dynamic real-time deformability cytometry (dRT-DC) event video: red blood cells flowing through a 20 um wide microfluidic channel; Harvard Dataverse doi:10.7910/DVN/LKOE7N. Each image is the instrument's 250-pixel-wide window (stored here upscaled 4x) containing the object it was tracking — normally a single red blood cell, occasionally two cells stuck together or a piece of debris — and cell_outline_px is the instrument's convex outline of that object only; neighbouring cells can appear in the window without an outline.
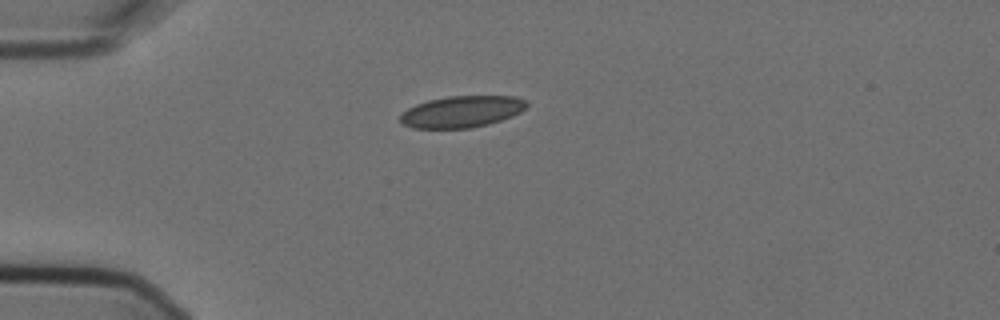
{"species": "Egyptian fruit bat (a non-hibernating species)", "species_latin": "Rousettus aegyptiacus", "temperature_condition": "cold", "stored_images_in_passage": 4, "camera_frame_rate_fps": 3000, "um_per_image_px": 0.085, "animal": {"sex": "female"}, "frame": {"image": 1, "passage_image": 1, "time_ms": 0.0, "image_size_px": [1000, 320], "cell_outline_px": [[528, 104], [520, 112], [512, 116], [488, 124], [472, 128], [412, 128], [404, 124], [400, 120], [400, 116], [408, 108], [416, 104], [428, 100], [448, 96], [516, 96], [524, 100]], "centroid_in_image_um": [39.25, 9.49], "position_along_channel_um": 45.8, "area_um2": 23.12}}
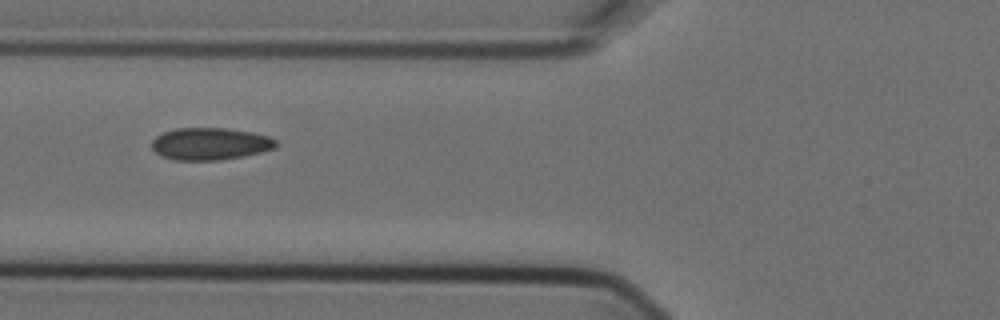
{"frame": {"image": 2, "passage_image": 3, "time_ms": 0.667, "image_size_px": [1000, 320], "cell_outline_px": [[276, 148], [244, 156], [220, 160], [172, 160], [160, 156], [152, 148], [152, 140], [156, 136], [164, 132], [176, 128], [228, 128], [252, 132], [268, 136], [276, 140]], "centroid_in_image_um": [17.85, 12.23], "position_along_channel_um": 108.0, "area_um2": 23.41}}
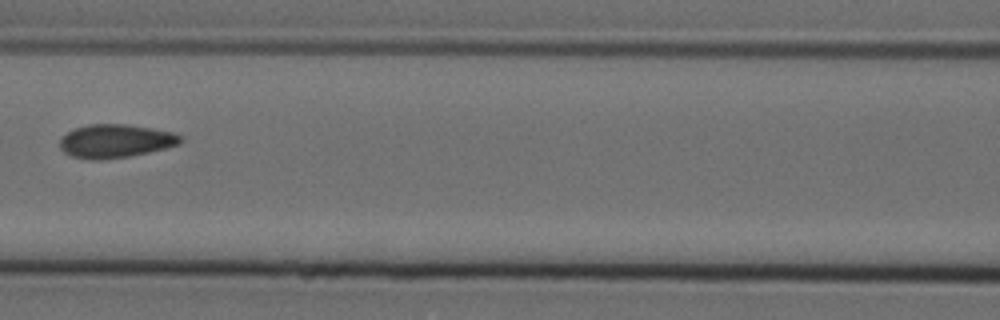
{"frame": {"image": 3, "passage_image": 4, "time_ms": 1.0, "image_size_px": [1000, 320], "cell_outline_px": [[184, 140], [180, 144], [148, 152], [128, 156], [104, 160], [92, 160], [72, 156], [64, 152], [60, 148], [60, 140], [68, 132], [76, 128], [88, 124], [124, 124], [152, 128], [172, 132], [184, 136]], "centroid_in_image_um": [9.84, 11.99], "position_along_channel_um": 156.8, "area_um2": 23.47}}